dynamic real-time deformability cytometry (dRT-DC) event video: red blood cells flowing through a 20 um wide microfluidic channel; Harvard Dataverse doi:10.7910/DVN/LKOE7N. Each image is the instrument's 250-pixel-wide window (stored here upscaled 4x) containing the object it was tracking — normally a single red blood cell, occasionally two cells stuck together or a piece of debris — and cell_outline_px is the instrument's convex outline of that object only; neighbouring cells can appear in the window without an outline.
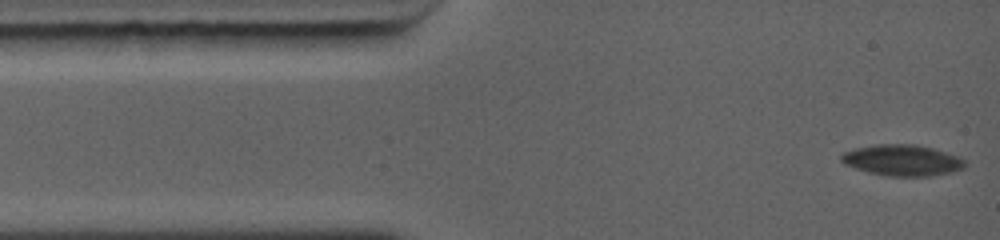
{"species": "common noctule bat (a hibernating species)", "species_latin": "Nyctalus noctula", "temperature_condition": "warm", "stored_images_in_passage": 9, "camera_frame_rate_fps": 5000, "um_per_image_px": 0.085, "animal": {"sex": "female", "body_mass_g": 19.0, "forearm_length_mm": 56.7}, "frame": {"image": 1, "passage_image": 1, "time_ms": 0.0, "image_size_px": [1000, 240], "cell_outline_px": [[964, 168], [952, 172], [932, 176], [888, 176], [868, 172], [844, 164], [840, 160], [840, 156], [844, 152], [856, 148], [876, 144], [916, 144], [932, 148], [960, 156], [964, 160]], "centroid_in_image_um": [76.7, 13.62], "position_along_channel_um": 8.3, "area_um2": 22.43}}
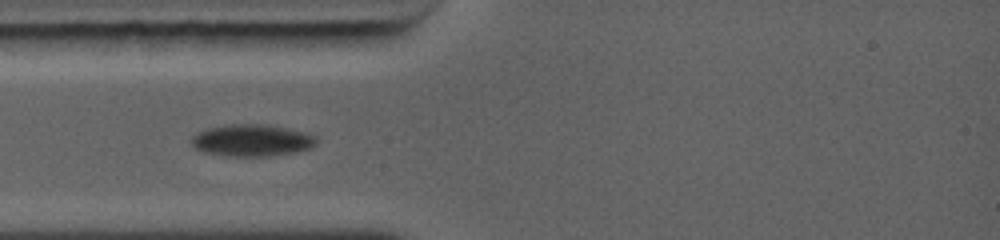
{"frame": {"image": 2, "passage_image": 6, "time_ms": 2.8, "image_size_px": [1000, 240], "cell_outline_px": [[316, 144], [308, 148], [296, 152], [268, 156], [224, 156], [204, 152], [196, 148], [192, 144], [192, 136], [196, 132], [208, 128], [224, 124], [268, 124], [308, 132], [316, 136]], "centroid_in_image_um": [21.41, 11.92], "position_along_channel_um": 63.6, "area_um2": 23.47}}
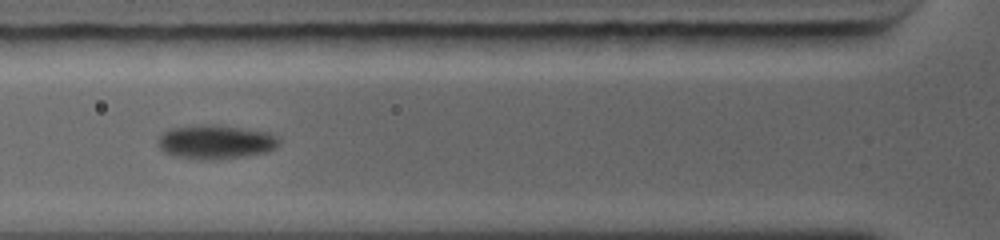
{"frame": {"image": 3, "passage_image": 8, "time_ms": 3.8, "image_size_px": [1000, 240], "cell_outline_px": [[280, 144], [276, 148], [268, 152], [244, 156], [212, 160], [204, 160], [176, 156], [164, 152], [160, 148], [156, 140], [168, 128], [196, 124], [216, 124], [268, 132], [276, 136], [280, 140]], "centroid_in_image_um": [18.32, 12.05], "position_along_channel_um": 107.5, "area_um2": 24.33}}